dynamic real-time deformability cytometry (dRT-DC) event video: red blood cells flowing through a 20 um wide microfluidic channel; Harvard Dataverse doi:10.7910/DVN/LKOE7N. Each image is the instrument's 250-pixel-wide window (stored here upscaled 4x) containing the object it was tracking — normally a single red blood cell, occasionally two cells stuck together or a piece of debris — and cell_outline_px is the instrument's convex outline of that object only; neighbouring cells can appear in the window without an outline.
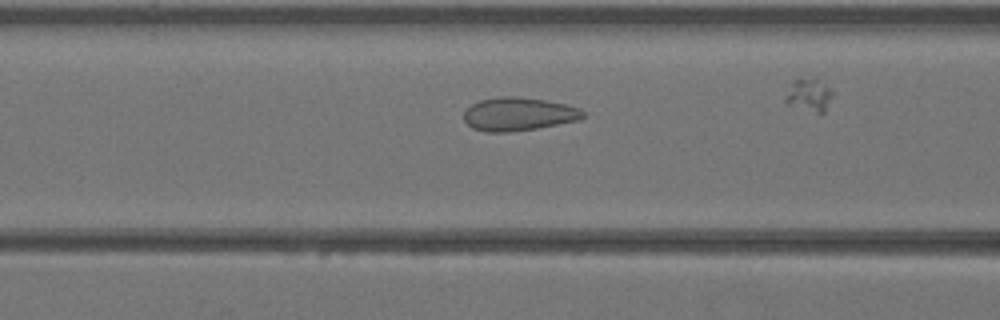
{"species": "Egyptian fruit bat (a non-hibernating species)", "species_latin": "Rousettus aegyptiacus", "temperature_condition": "warm", "stored_images_in_passage": 32, "camera_frame_rate_fps": 3000, "um_per_image_px": 0.085, "animal": {"sex": "female"}, "frame": {"image": 1, "passage_image": 15, "time_ms": 4.667, "image_size_px": [1000, 320], "cell_outline_px": [[584, 116], [576, 120], [536, 128], [512, 132], [488, 132], [472, 128], [464, 120], [464, 112], [472, 104], [480, 100], [500, 96], [516, 96], [544, 100], [564, 104], [580, 108], [584, 112]], "centroid_in_image_um": [44.04, 9.69], "position_along_channel_um": 122.6, "area_um2": 22.89}}
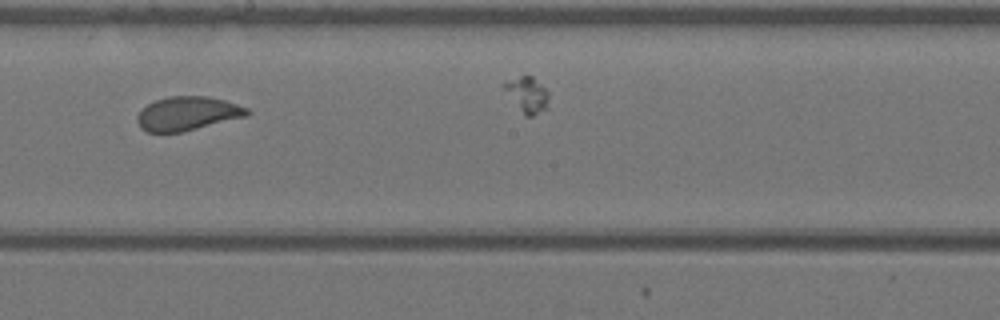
{"frame": {"image": 2, "passage_image": 22, "time_ms": 7.0, "image_size_px": [1000, 320], "cell_outline_px": [[252, 112], [248, 116], [180, 132], [148, 132], [140, 128], [136, 120], [136, 116], [148, 104], [156, 100], [168, 96], [208, 96], [224, 100], [248, 108]], "centroid_in_image_um": [15.95, 9.65], "position_along_channel_um": 232.3, "area_um2": 21.62}}
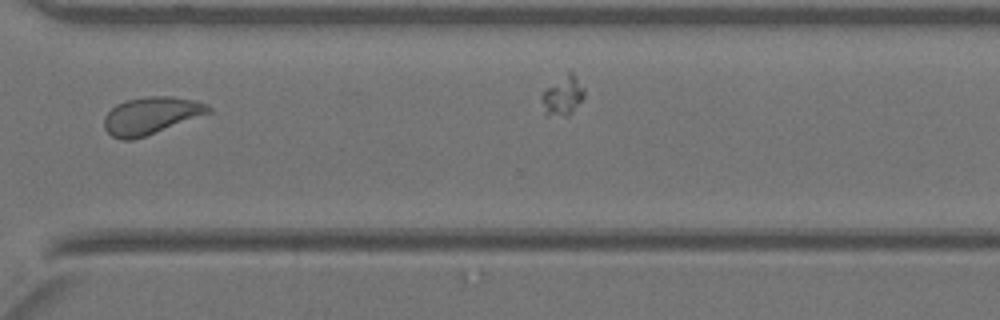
{"frame": {"image": 3, "passage_image": 30, "time_ms": 9.667, "image_size_px": [1000, 320], "cell_outline_px": [[212, 112], [144, 136], [132, 140], [120, 140], [112, 136], [104, 128], [104, 116], [116, 104], [128, 100], [152, 96], [172, 96], [192, 100], [208, 104], [212, 108]], "centroid_in_image_um": [12.83, 9.83], "position_along_channel_um": 357.8, "area_um2": 22.37}}